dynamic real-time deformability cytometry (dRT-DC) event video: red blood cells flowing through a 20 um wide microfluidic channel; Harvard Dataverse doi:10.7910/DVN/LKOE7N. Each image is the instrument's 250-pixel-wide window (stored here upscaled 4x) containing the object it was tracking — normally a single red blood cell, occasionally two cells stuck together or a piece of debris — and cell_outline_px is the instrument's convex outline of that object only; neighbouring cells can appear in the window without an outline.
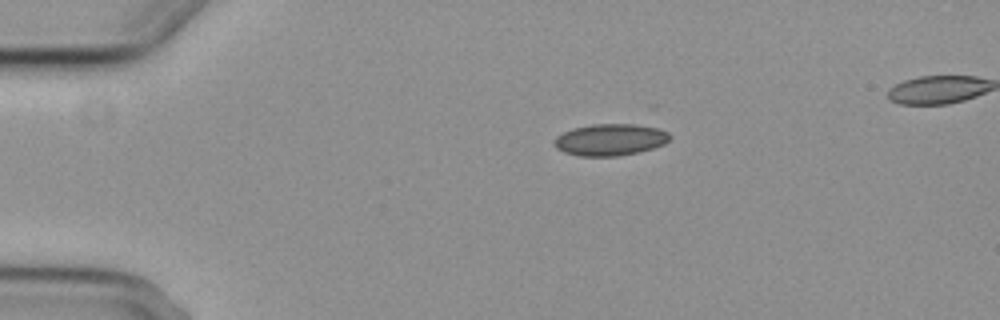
{"species": "common noctule bat (a hibernating species)", "species_latin": "Nyctalus noctula", "temperature_condition": "cold", "stored_images_in_passage": 3, "camera_frame_rate_fps": 3000, "um_per_image_px": 0.085, "animal": {"sex": "female", "body_mass_g": 29.2, "forearm_length_mm": 56.3}, "frame": {"image": 1, "passage_image": 1, "time_ms": 0.0, "image_size_px": [1000, 320], "cell_outline_px": [[672, 136], [664, 144], [640, 152], [620, 156], [580, 156], [564, 152], [556, 148], [552, 144], [552, 140], [556, 136], [572, 128], [592, 124], [636, 124], [656, 128], [668, 132]], "centroid_in_image_um": [51.84, 11.88], "position_along_channel_um": 33.2, "area_um2": 21.56}}